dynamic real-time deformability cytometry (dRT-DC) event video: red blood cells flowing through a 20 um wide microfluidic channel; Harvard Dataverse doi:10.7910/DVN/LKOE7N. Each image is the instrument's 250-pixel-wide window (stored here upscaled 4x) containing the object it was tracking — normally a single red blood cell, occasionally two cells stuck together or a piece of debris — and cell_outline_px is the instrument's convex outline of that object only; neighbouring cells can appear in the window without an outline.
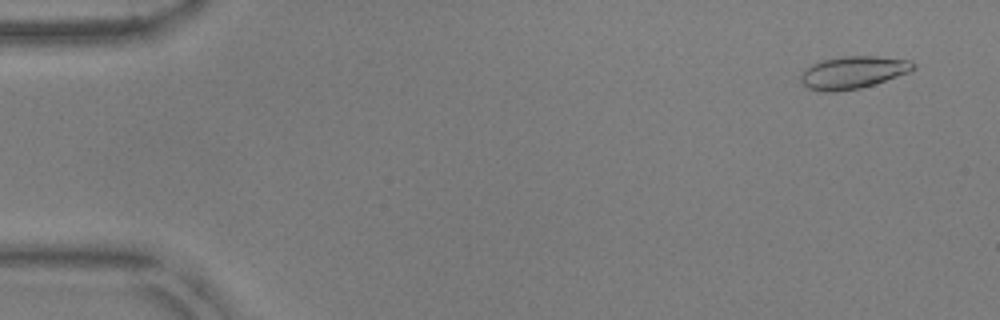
{"species": "common noctule bat (a hibernating species)", "species_latin": "Nyctalus noctula", "temperature_condition": "warm", "stored_images_in_passage": 8, "camera_frame_rate_fps": 3000, "um_per_image_px": 0.085, "animal": {"sex": "male", "body_mass_g": 17.9, "forearm_length_mm": 54.2}, "frame": {"image": 1, "passage_image": 3, "time_ms": 0.667, "image_size_px": [1000, 320], "cell_outline_px": [[916, 68], [908, 72], [860, 88], [836, 92], [828, 92], [808, 88], [800, 80], [800, 76], [812, 64], [820, 60], [844, 56], [876, 56], [912, 60], [916, 64]], "centroid_in_image_um": [72.52, 6.14], "position_along_channel_um": 12.5, "area_um2": 21.04}}